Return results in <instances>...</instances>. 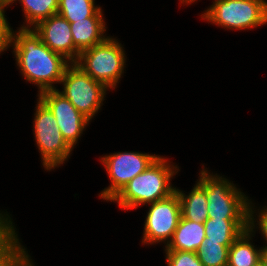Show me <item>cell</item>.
Returning a JSON list of instances; mask_svg holds the SVG:
<instances>
[{"instance_id":"cell-1","label":"cell","mask_w":267,"mask_h":266,"mask_svg":"<svg viewBox=\"0 0 267 266\" xmlns=\"http://www.w3.org/2000/svg\"><path fill=\"white\" fill-rule=\"evenodd\" d=\"M11 45L16 64L26 81L37 85L39 93L56 89L52 84L60 83L70 61L46 46L33 28L12 31Z\"/></svg>"},{"instance_id":"cell-2","label":"cell","mask_w":267,"mask_h":266,"mask_svg":"<svg viewBox=\"0 0 267 266\" xmlns=\"http://www.w3.org/2000/svg\"><path fill=\"white\" fill-rule=\"evenodd\" d=\"M177 165H171L167 159L159 157L148 168L129 181L111 200L122 209H135L164 199L175 192L171 178L178 173ZM170 182V183H169Z\"/></svg>"},{"instance_id":"cell-3","label":"cell","mask_w":267,"mask_h":266,"mask_svg":"<svg viewBox=\"0 0 267 266\" xmlns=\"http://www.w3.org/2000/svg\"><path fill=\"white\" fill-rule=\"evenodd\" d=\"M124 51L121 43L107 36L103 42L81 51L75 64L94 80L113 89L124 72Z\"/></svg>"},{"instance_id":"cell-4","label":"cell","mask_w":267,"mask_h":266,"mask_svg":"<svg viewBox=\"0 0 267 266\" xmlns=\"http://www.w3.org/2000/svg\"><path fill=\"white\" fill-rule=\"evenodd\" d=\"M201 18L225 29H251L267 24L266 0H214Z\"/></svg>"},{"instance_id":"cell-5","label":"cell","mask_w":267,"mask_h":266,"mask_svg":"<svg viewBox=\"0 0 267 266\" xmlns=\"http://www.w3.org/2000/svg\"><path fill=\"white\" fill-rule=\"evenodd\" d=\"M205 169L208 218L249 219L248 197L226 178Z\"/></svg>"},{"instance_id":"cell-6","label":"cell","mask_w":267,"mask_h":266,"mask_svg":"<svg viewBox=\"0 0 267 266\" xmlns=\"http://www.w3.org/2000/svg\"><path fill=\"white\" fill-rule=\"evenodd\" d=\"M35 108V141L41 153L42 165L50 171L63 164L73 148L65 141L51 110L39 98Z\"/></svg>"},{"instance_id":"cell-7","label":"cell","mask_w":267,"mask_h":266,"mask_svg":"<svg viewBox=\"0 0 267 266\" xmlns=\"http://www.w3.org/2000/svg\"><path fill=\"white\" fill-rule=\"evenodd\" d=\"M63 91H59L74 107L89 120L95 116L108 88L99 81L94 80L75 63H71L60 81Z\"/></svg>"},{"instance_id":"cell-8","label":"cell","mask_w":267,"mask_h":266,"mask_svg":"<svg viewBox=\"0 0 267 266\" xmlns=\"http://www.w3.org/2000/svg\"><path fill=\"white\" fill-rule=\"evenodd\" d=\"M159 156L139 152H118L101 157L111 180L99 197L111 201L135 176L144 172Z\"/></svg>"},{"instance_id":"cell-9","label":"cell","mask_w":267,"mask_h":266,"mask_svg":"<svg viewBox=\"0 0 267 266\" xmlns=\"http://www.w3.org/2000/svg\"><path fill=\"white\" fill-rule=\"evenodd\" d=\"M142 243L155 244L171 240L181 218V203L177 192L149 204ZM166 241V242H165Z\"/></svg>"},{"instance_id":"cell-10","label":"cell","mask_w":267,"mask_h":266,"mask_svg":"<svg viewBox=\"0 0 267 266\" xmlns=\"http://www.w3.org/2000/svg\"><path fill=\"white\" fill-rule=\"evenodd\" d=\"M38 96L53 113L65 141L74 149L90 120L59 93L58 89L42 91Z\"/></svg>"},{"instance_id":"cell-11","label":"cell","mask_w":267,"mask_h":266,"mask_svg":"<svg viewBox=\"0 0 267 266\" xmlns=\"http://www.w3.org/2000/svg\"><path fill=\"white\" fill-rule=\"evenodd\" d=\"M33 29L53 52L61 54L71 63L77 61L80 51L73 44L70 22L64 17L59 14L52 15Z\"/></svg>"},{"instance_id":"cell-12","label":"cell","mask_w":267,"mask_h":266,"mask_svg":"<svg viewBox=\"0 0 267 266\" xmlns=\"http://www.w3.org/2000/svg\"><path fill=\"white\" fill-rule=\"evenodd\" d=\"M15 229L7 214L0 222V266H34Z\"/></svg>"},{"instance_id":"cell-13","label":"cell","mask_w":267,"mask_h":266,"mask_svg":"<svg viewBox=\"0 0 267 266\" xmlns=\"http://www.w3.org/2000/svg\"><path fill=\"white\" fill-rule=\"evenodd\" d=\"M249 205V228L244 231L230 246L227 266H254L261 260V248L258 250L250 242L254 228L256 227V218H254V209L252 202Z\"/></svg>"},{"instance_id":"cell-14","label":"cell","mask_w":267,"mask_h":266,"mask_svg":"<svg viewBox=\"0 0 267 266\" xmlns=\"http://www.w3.org/2000/svg\"><path fill=\"white\" fill-rule=\"evenodd\" d=\"M198 180L188 195L177 188L175 191L180 199L182 217L194 222L204 223L208 218L204 168L200 172Z\"/></svg>"},{"instance_id":"cell-15","label":"cell","mask_w":267,"mask_h":266,"mask_svg":"<svg viewBox=\"0 0 267 266\" xmlns=\"http://www.w3.org/2000/svg\"><path fill=\"white\" fill-rule=\"evenodd\" d=\"M204 242L220 243L230 247L234 241L249 228V219L207 218Z\"/></svg>"},{"instance_id":"cell-16","label":"cell","mask_w":267,"mask_h":266,"mask_svg":"<svg viewBox=\"0 0 267 266\" xmlns=\"http://www.w3.org/2000/svg\"><path fill=\"white\" fill-rule=\"evenodd\" d=\"M205 240V227L203 223L187 220L181 216L171 240L166 244L165 250L195 252Z\"/></svg>"},{"instance_id":"cell-17","label":"cell","mask_w":267,"mask_h":266,"mask_svg":"<svg viewBox=\"0 0 267 266\" xmlns=\"http://www.w3.org/2000/svg\"><path fill=\"white\" fill-rule=\"evenodd\" d=\"M103 17H88L70 23L74 46L81 52L103 42L106 31Z\"/></svg>"},{"instance_id":"cell-18","label":"cell","mask_w":267,"mask_h":266,"mask_svg":"<svg viewBox=\"0 0 267 266\" xmlns=\"http://www.w3.org/2000/svg\"><path fill=\"white\" fill-rule=\"evenodd\" d=\"M14 1L12 0L10 4ZM22 4L26 25L20 28H33L42 20L57 14L59 0H19ZM31 25V26H30Z\"/></svg>"},{"instance_id":"cell-19","label":"cell","mask_w":267,"mask_h":266,"mask_svg":"<svg viewBox=\"0 0 267 266\" xmlns=\"http://www.w3.org/2000/svg\"><path fill=\"white\" fill-rule=\"evenodd\" d=\"M57 14L70 23L88 17H103L101 7L95 6L94 0H59Z\"/></svg>"},{"instance_id":"cell-20","label":"cell","mask_w":267,"mask_h":266,"mask_svg":"<svg viewBox=\"0 0 267 266\" xmlns=\"http://www.w3.org/2000/svg\"><path fill=\"white\" fill-rule=\"evenodd\" d=\"M229 248L220 243L203 242L196 254L204 266H227Z\"/></svg>"},{"instance_id":"cell-21","label":"cell","mask_w":267,"mask_h":266,"mask_svg":"<svg viewBox=\"0 0 267 266\" xmlns=\"http://www.w3.org/2000/svg\"><path fill=\"white\" fill-rule=\"evenodd\" d=\"M168 266H204L195 252L165 250Z\"/></svg>"},{"instance_id":"cell-22","label":"cell","mask_w":267,"mask_h":266,"mask_svg":"<svg viewBox=\"0 0 267 266\" xmlns=\"http://www.w3.org/2000/svg\"><path fill=\"white\" fill-rule=\"evenodd\" d=\"M7 4H3L0 7V53L4 52L11 46L12 42V28L10 27L7 18H5V7Z\"/></svg>"},{"instance_id":"cell-23","label":"cell","mask_w":267,"mask_h":266,"mask_svg":"<svg viewBox=\"0 0 267 266\" xmlns=\"http://www.w3.org/2000/svg\"><path fill=\"white\" fill-rule=\"evenodd\" d=\"M264 209L260 210V213L258 216V221L256 225H259L261 230V234L264 237V240L267 241V207H263ZM267 247V246H265Z\"/></svg>"},{"instance_id":"cell-24","label":"cell","mask_w":267,"mask_h":266,"mask_svg":"<svg viewBox=\"0 0 267 266\" xmlns=\"http://www.w3.org/2000/svg\"><path fill=\"white\" fill-rule=\"evenodd\" d=\"M261 261L267 266V247H262L261 249Z\"/></svg>"},{"instance_id":"cell-25","label":"cell","mask_w":267,"mask_h":266,"mask_svg":"<svg viewBox=\"0 0 267 266\" xmlns=\"http://www.w3.org/2000/svg\"><path fill=\"white\" fill-rule=\"evenodd\" d=\"M194 1H196V0H181L180 2H181V4L183 3H186V4H188V3H192V2H194Z\"/></svg>"},{"instance_id":"cell-26","label":"cell","mask_w":267,"mask_h":266,"mask_svg":"<svg viewBox=\"0 0 267 266\" xmlns=\"http://www.w3.org/2000/svg\"><path fill=\"white\" fill-rule=\"evenodd\" d=\"M254 266H265V265L261 260H259Z\"/></svg>"},{"instance_id":"cell-27","label":"cell","mask_w":267,"mask_h":266,"mask_svg":"<svg viewBox=\"0 0 267 266\" xmlns=\"http://www.w3.org/2000/svg\"><path fill=\"white\" fill-rule=\"evenodd\" d=\"M3 4H9L12 0H0Z\"/></svg>"},{"instance_id":"cell-28","label":"cell","mask_w":267,"mask_h":266,"mask_svg":"<svg viewBox=\"0 0 267 266\" xmlns=\"http://www.w3.org/2000/svg\"><path fill=\"white\" fill-rule=\"evenodd\" d=\"M4 215L2 213H0V222L6 217L7 214H4Z\"/></svg>"}]
</instances>
